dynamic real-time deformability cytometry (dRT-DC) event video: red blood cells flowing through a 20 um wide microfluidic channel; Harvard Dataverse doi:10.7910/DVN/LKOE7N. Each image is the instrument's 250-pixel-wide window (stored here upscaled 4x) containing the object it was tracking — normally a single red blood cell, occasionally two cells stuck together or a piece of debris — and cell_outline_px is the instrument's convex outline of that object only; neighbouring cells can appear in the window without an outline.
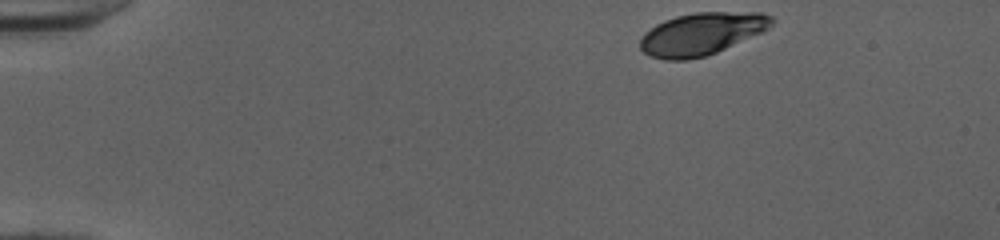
{"species": "human", "species_latin": "Homo sapiens", "temperature_condition": "cold", "stored_images_in_passage": 45, "camera_frame_rate_fps": 3000, "um_per_image_px": 0.085, "donor": {"sex": "female"}, "frame": {"image": 1, "passage_image": 1, "time_ms": 0.0, "image_size_px": [1000, 240], "cell_outline_px": [[776, 20], [768, 28], [760, 32], [716, 52], [704, 56], [688, 60], [664, 60], [648, 56], [640, 48], [640, 40], [644, 32], [656, 24], [664, 20], [676, 16], [696, 12], [760, 12], [772, 16]], "centroid_in_image_um": [59.6, 2.87], "position_along_channel_um": 25.4, "area_um2": 32.37}}
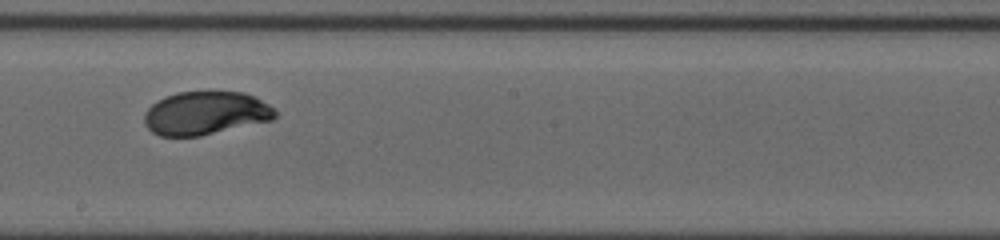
{"frame": {"image": 2, "passage_image": 24, "time_ms": 7.667, "image_size_px": [1000, 240], "cell_outline_px": [[276, 116], [272, 120], [200, 136], [160, 136], [152, 132], [144, 124], [144, 112], [156, 100], [164, 96], [176, 92], [212, 88], [244, 92], [256, 96], [268, 104], [276, 112]], "centroid_in_image_um": [17.46, 9.56], "position_along_channel_um": 230.7, "area_um2": 34.16}}
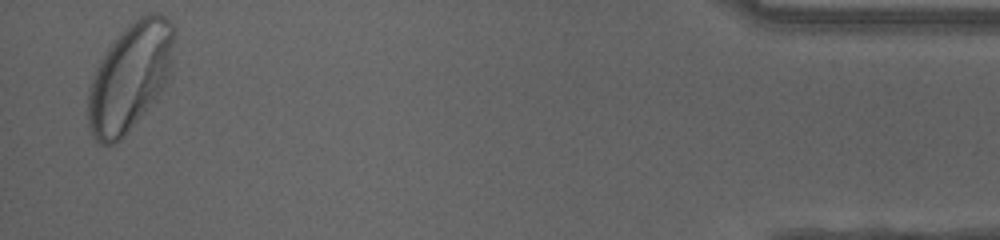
{"frame": {"image": 3, "passage_image": 44, "time_ms": 14.333, "image_size_px": [1000, 240], "cell_outline_px": [[176, 36], [172, 72], [160, 92], [124, 136], [120, 140], [112, 144], [100, 144], [92, 136], [88, 124], [88, 88], [92, 76], [96, 68], [108, 48], [140, 16], [156, 12], [160, 12], [176, 28]], "centroid_in_image_um": [11.08, 6.54], "position_along_channel_um": 424.1, "area_um2": 53.7}, "authors_computed_cell_mechanics": {"area_um2": 34.1598, "velocity_mm_per_s": 3.9812, "shape_relaxation_time_tau1_ms": 2.2944, "shape_relaxation_time_tau2_ms": null, "deformation_change_tau1": 0.137, "deformation_change_tau2": null}}